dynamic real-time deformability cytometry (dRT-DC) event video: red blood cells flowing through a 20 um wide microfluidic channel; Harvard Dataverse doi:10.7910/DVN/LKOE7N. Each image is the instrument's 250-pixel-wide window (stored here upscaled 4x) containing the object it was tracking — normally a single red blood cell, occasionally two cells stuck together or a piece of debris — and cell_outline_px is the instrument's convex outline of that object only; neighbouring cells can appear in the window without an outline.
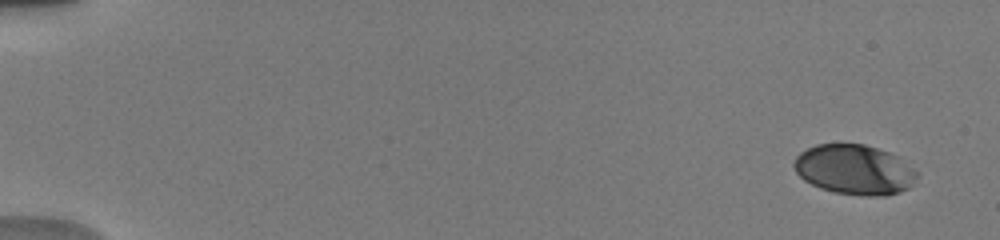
{"species": "human", "species_latin": "Homo sapiens", "temperature_condition": "warm", "stored_images_in_passage": 48, "camera_frame_rate_fps": 3000, "um_per_image_px": 0.085, "donor": {"sex": "male"}, "frame": {"image": 1, "passage_image": 2, "time_ms": 0.667, "image_size_px": [1000, 240], "cell_outline_px": [[920, 176], [908, 188], [900, 192], [884, 196], [860, 196], [832, 192], [820, 188], [804, 180], [796, 172], [792, 164], [796, 156], [800, 152], [816, 144], [864, 144], [888, 152], [896, 156], [920, 172]], "centroid_in_image_um": [72.64, 14.43], "position_along_channel_um": 12.4, "area_um2": 36.07}}
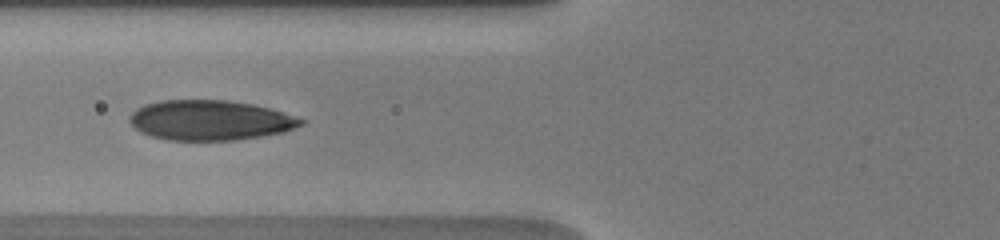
{"frame": {"image": 2, "passage_image": 18, "time_ms": 7.333, "image_size_px": [1000, 240], "cell_outline_px": [[308, 120], [304, 124], [284, 132], [260, 136], [232, 140], [168, 140], [152, 136], [140, 132], [128, 120], [128, 116], [136, 108], [144, 104], [160, 100], [228, 100], [252, 104], [268, 108]], "centroid_in_image_um": [17.84, 10.21], "position_along_channel_um": 108.0, "area_um2": 40.0}}
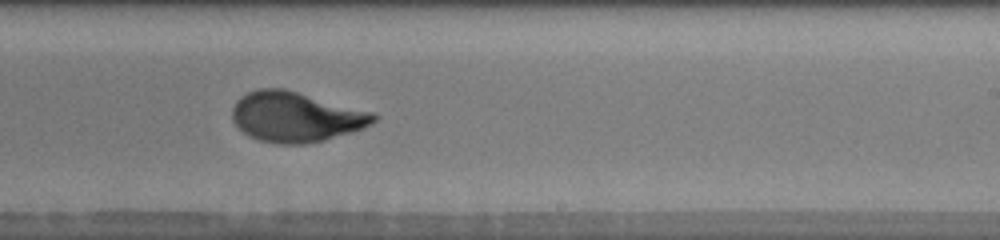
{"frame": {"image": 3, "passage_image": 30, "time_ms": 11.333, "image_size_px": [1000, 240], "cell_outline_px": [[380, 116], [372, 124], [364, 128], [352, 132], [324, 140], [304, 144], [276, 144], [260, 140], [244, 132], [232, 120], [232, 108], [236, 100], [240, 96], [248, 92], [260, 88], [284, 88], [372, 112]], "centroid_in_image_um": [25.15, 9.93], "position_along_channel_um": 263.9, "area_um2": 41.21}, "authors_computed_cell_mechanics": {"area_um2": 39.6508, "velocity_mm_per_s": 3.906, "shape_relaxation_time_tau1_ms": 4.7808, "shape_relaxation_time_tau2_ms": null, "deformation_change_tau1": 0.2072, "deformation_change_tau2": null}}